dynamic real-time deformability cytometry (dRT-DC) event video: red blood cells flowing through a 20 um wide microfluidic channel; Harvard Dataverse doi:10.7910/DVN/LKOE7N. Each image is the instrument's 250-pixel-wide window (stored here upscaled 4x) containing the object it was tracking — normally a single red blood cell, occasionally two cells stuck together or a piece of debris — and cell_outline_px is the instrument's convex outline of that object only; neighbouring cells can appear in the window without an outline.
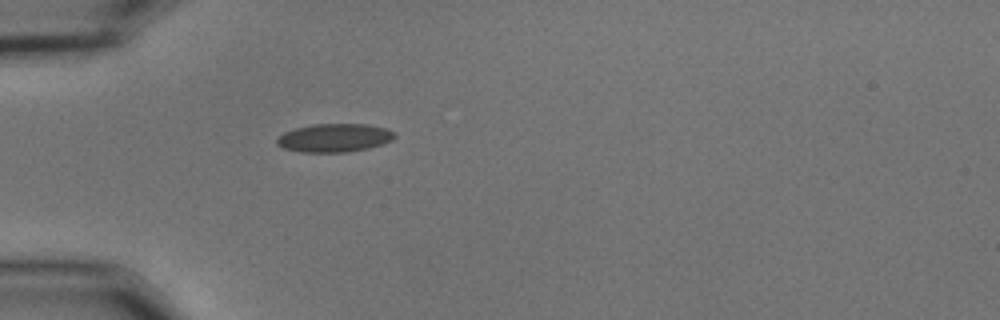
{"species": "common noctule bat (a hibernating species)", "species_latin": "Nyctalus noctula", "temperature_condition": "cold", "stored_images_in_passage": 8, "camera_frame_rate_fps": 3000, "um_per_image_px": 0.085, "animal": {"sex": "male", "body_mass_g": 15.6}, "frame": {"image": 1, "passage_image": 1, "time_ms": 0.0, "image_size_px": [1000, 320], "cell_outline_px": [[396, 136], [392, 140], [368, 148], [348, 152], [300, 152], [284, 148], [276, 144], [276, 140], [284, 132], [296, 128], [312, 124], [368, 124], [384, 128], [396, 132]], "centroid_in_image_um": [28.42, 11.71], "position_along_channel_um": 56.6, "area_um2": 19.42}}